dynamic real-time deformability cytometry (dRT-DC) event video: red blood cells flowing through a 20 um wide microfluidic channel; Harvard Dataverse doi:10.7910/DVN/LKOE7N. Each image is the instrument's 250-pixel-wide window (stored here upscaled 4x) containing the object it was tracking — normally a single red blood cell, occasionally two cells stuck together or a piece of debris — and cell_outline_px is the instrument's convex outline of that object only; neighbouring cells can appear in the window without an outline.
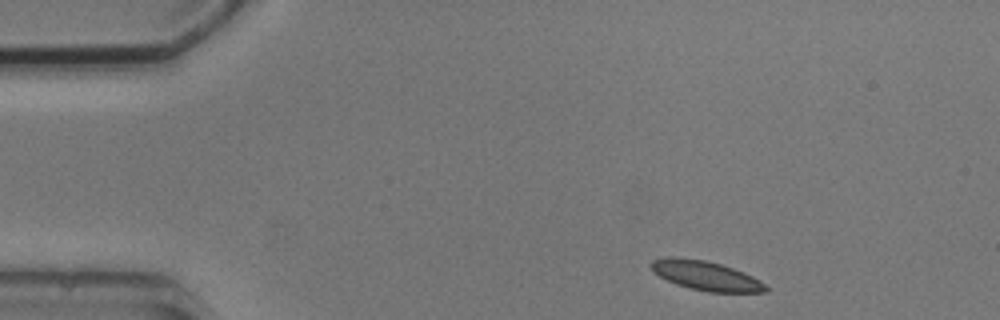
{"species": "common noctule bat (a hibernating species)", "species_latin": "Nyctalus noctula", "temperature_condition": "cold", "stored_images_in_passage": 4, "camera_frame_rate_fps": 3000, "um_per_image_px": 0.085, "animal": {"sex": "male", "body_mass_g": 20.5, "forearm_length_mm": 52.5}, "frame": {"image": 1, "passage_image": 1, "time_ms": 0.0, "image_size_px": [1000, 320], "cell_outline_px": [[768, 292], [708, 292], [676, 284], [660, 276], [652, 268], [652, 260], [668, 256], [676, 256], [704, 260], [720, 264], [744, 272], [752, 276], [764, 284], [768, 288]], "centroid_in_image_um": [60.01, 23.42], "position_along_channel_um": 25.0, "area_um2": 19.31}}